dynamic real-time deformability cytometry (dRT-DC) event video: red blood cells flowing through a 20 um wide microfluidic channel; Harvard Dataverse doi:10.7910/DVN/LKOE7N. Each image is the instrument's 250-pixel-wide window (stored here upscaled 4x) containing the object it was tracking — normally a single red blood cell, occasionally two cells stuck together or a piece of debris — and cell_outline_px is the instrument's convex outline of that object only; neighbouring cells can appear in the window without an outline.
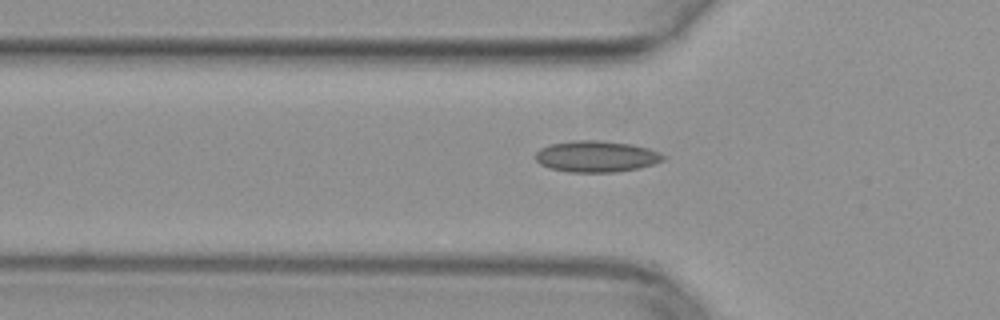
{"species": "common noctule bat (a hibernating species)", "species_latin": "Nyctalus noctula", "temperature_condition": "warm", "stored_images_in_passage": 38, "camera_frame_rate_fps": 3000, "um_per_image_px": 0.085, "animal": {"sex": "female", "body_mass_g": 29.2, "forearm_length_mm": 56.3}, "frame": {"image": 1, "passage_image": 4, "time_ms": 1.0, "image_size_px": [1000, 320], "cell_outline_px": [[668, 156], [664, 160], [640, 168], [616, 172], [568, 172], [548, 168], [540, 164], [536, 160], [536, 152], [540, 148], [552, 144], [572, 140], [600, 140], [632, 144], [648, 148], [660, 152]], "centroid_in_image_um": [50.71, 13.3], "position_along_channel_um": 75.1, "area_um2": 23.52}}
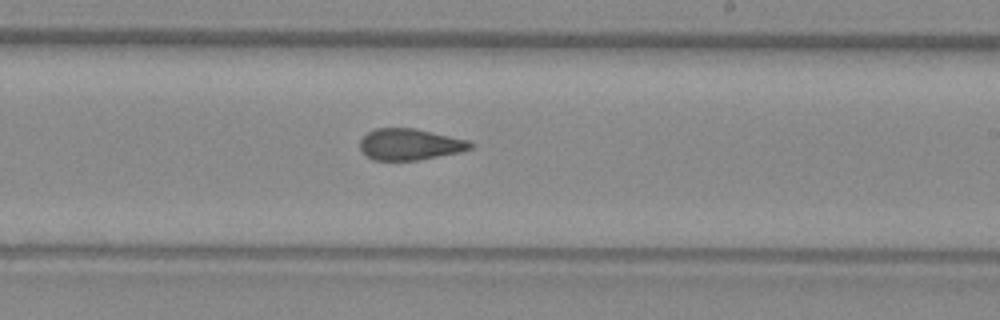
{"frame": {"image": 2, "passage_image": 17, "time_ms": 5.333, "image_size_px": [1000, 320], "cell_outline_px": [[476, 144], [472, 148], [460, 152], [416, 160], [372, 160], [360, 148], [360, 140], [368, 132], [376, 128], [416, 128], [468, 140]], "centroid_in_image_um": [34.86, 12.26], "position_along_channel_um": 254.1, "area_um2": 20.11}}
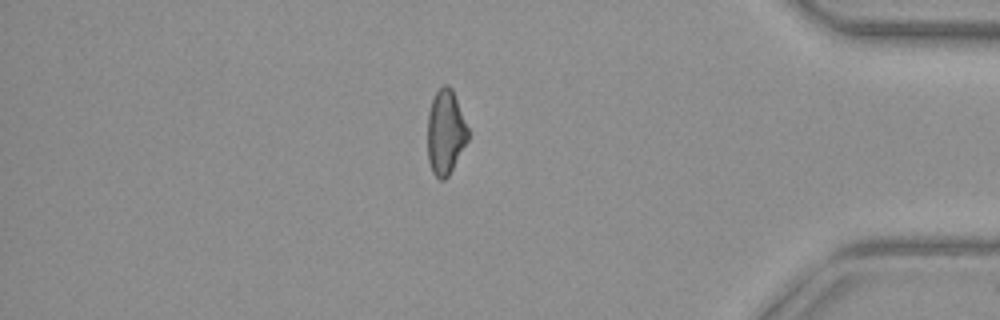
{"frame": {"image": 3, "passage_image": 30, "time_ms": 9.667, "image_size_px": [1000, 320], "cell_outline_px": [[468, 140], [448, 176], [444, 180], [440, 180], [432, 172], [428, 160], [428, 112], [432, 100], [436, 92], [444, 84], [448, 84], [452, 88], [468, 128]], "centroid_in_image_um": [37.86, 11.24], "position_along_channel_um": 397.3, "area_um2": 19.83}}